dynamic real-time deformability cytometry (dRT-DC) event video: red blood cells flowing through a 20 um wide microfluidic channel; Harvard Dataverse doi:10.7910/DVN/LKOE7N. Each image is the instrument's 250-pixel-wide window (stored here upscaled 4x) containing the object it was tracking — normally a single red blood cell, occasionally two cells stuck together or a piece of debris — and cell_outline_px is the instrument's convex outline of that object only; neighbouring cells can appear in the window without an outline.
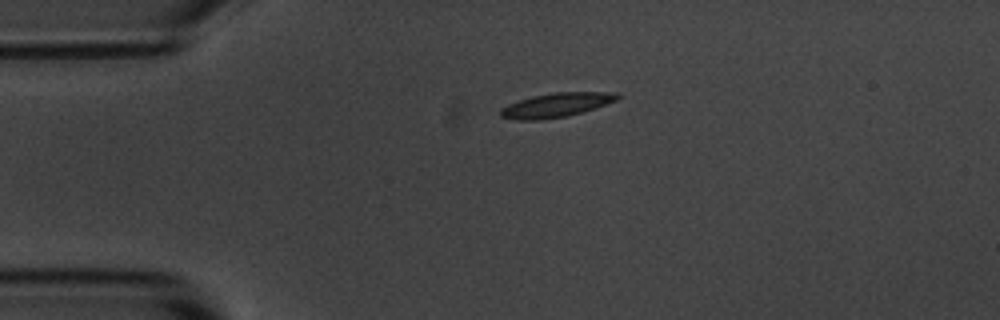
{"species": "common noctule bat (a hibernating species)", "species_latin": "Nyctalus noctula", "temperature_condition": "room temperature", "stored_images_in_passage": 2, "camera_frame_rate_fps": 3000, "um_per_image_px": 0.085, "animal": {"sex": "male", "body_mass_g": 20.1, "forearm_length_mm": 53.5}, "frame": {"image": 1, "passage_image": 1, "time_ms": 0.0, "image_size_px": [1000, 320], "cell_outline_px": [[624, 96], [616, 100], [596, 108], [564, 116], [540, 120], [516, 120], [500, 116], [500, 108], [508, 104], [532, 96], [552, 92], [616, 92]], "centroid_in_image_um": [47.29, 8.92], "position_along_channel_um": 37.7, "area_um2": 16.47}}